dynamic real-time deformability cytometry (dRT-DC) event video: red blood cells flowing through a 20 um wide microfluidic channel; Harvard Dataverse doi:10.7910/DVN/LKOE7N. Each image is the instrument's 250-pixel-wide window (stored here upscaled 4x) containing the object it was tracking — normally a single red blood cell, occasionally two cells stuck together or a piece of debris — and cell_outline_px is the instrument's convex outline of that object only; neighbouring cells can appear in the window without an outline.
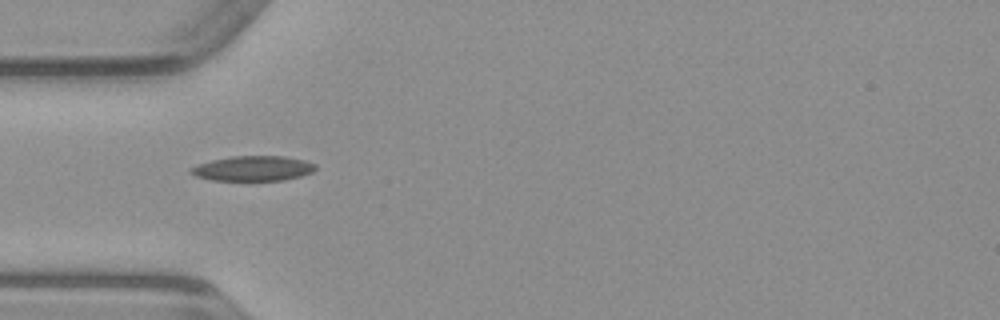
{"species": "common noctule bat (a hibernating species)", "species_latin": "Nyctalus noctula", "temperature_condition": "warm", "stored_images_in_passage": 35, "camera_frame_rate_fps": 3000, "um_per_image_px": 0.085, "animal": {"sex": "male", "body_mass_g": 23.1, "forearm_length_mm": 52.7}, "frame": {"image": 1, "passage_image": 1, "time_ms": 0.0, "image_size_px": [1000, 320], "cell_outline_px": [[316, 168], [312, 172], [300, 176], [284, 180], [212, 180], [196, 176], [188, 172], [196, 164], [212, 160], [232, 156], [284, 156], [304, 160], [316, 164]], "centroid_in_image_um": [21.51, 14.31], "position_along_channel_um": 63.5, "area_um2": 18.09}}
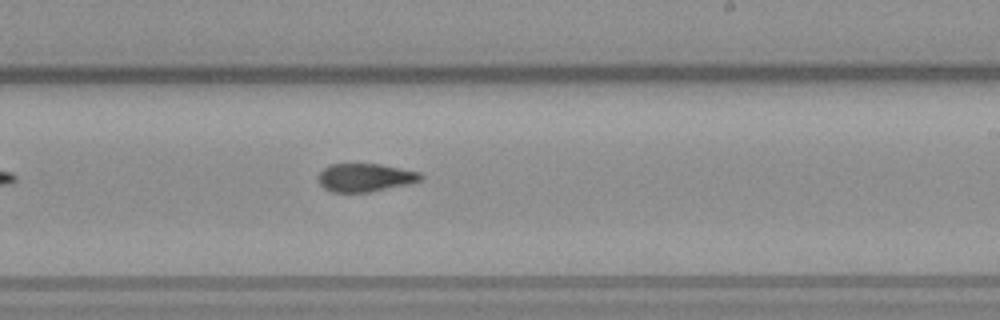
{"frame": {"image": 2, "passage_image": 15, "time_ms": 4.667, "image_size_px": [1000, 320], "cell_outline_px": [[424, 176], [420, 180], [408, 184], [368, 192], [332, 192], [324, 188], [320, 184], [316, 176], [328, 164], [380, 164], [420, 172]], "centroid_in_image_um": [31.01, 15.09], "position_along_channel_um": 258.0, "area_um2": 16.82}}
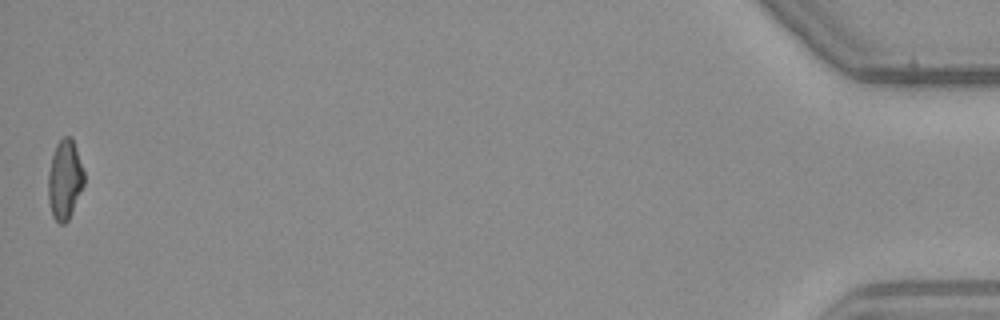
{"frame": {"image": 3, "passage_image": 35, "time_ms": 11.333, "image_size_px": [1000, 320], "cell_outline_px": [[84, 184], [68, 220], [64, 224], [60, 224], [52, 216], [48, 200], [48, 172], [52, 156], [56, 144], [64, 136], [72, 136], [84, 172]], "centroid_in_image_um": [5.49, 15.26], "position_along_channel_um": 429.7, "area_um2": 16.59}}